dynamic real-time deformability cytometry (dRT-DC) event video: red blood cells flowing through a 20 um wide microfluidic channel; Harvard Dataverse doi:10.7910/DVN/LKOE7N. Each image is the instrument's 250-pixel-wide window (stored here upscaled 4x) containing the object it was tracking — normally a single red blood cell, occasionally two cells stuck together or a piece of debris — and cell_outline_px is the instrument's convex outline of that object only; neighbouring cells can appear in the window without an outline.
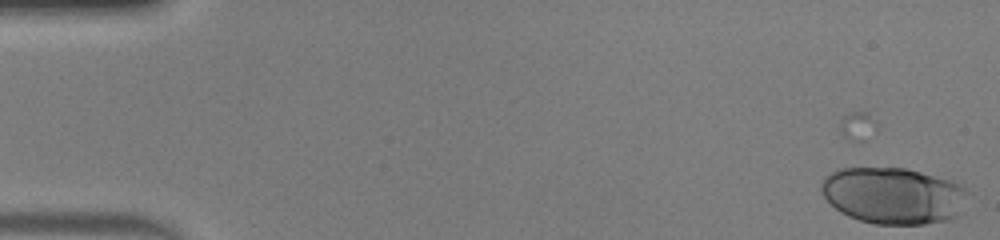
{"species": "human", "species_latin": "Homo sapiens", "temperature_condition": "warm", "stored_images_in_passage": 5, "camera_frame_rate_fps": 3000, "um_per_image_px": 0.085, "donor": {"sex": "male"}, "frame": {"image": 1, "passage_image": 5, "time_ms": 1.333, "image_size_px": [1000, 240], "cell_outline_px": [[968, 192], [956, 216], [952, 220], [924, 224], [876, 224], [860, 220], [848, 216], [840, 212], [820, 192], [820, 184], [824, 176], [836, 168], [904, 168], [952, 180], [960, 184]], "centroid_in_image_um": [75.89, 16.62], "position_along_channel_um": 9.1, "area_um2": 48.32}}